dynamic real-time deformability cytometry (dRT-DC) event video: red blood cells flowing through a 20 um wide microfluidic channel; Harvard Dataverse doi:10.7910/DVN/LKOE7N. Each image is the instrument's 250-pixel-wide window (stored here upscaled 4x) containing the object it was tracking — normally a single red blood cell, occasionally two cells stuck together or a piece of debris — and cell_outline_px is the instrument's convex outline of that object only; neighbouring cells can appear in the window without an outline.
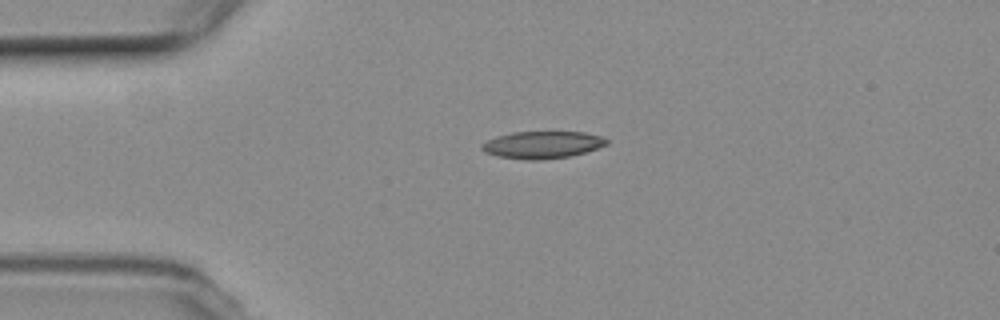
{"species": "common noctule bat (a hibernating species)", "species_latin": "Nyctalus noctula", "temperature_condition": "room temperature", "stored_images_in_passage": 5, "camera_frame_rate_fps": 3000, "um_per_image_px": 0.085, "animal": {"sex": "female", "body_mass_g": 19.3, "forearm_length_mm": 54.1}, "frame": {"image": 1, "passage_image": 5, "time_ms": 6.0, "image_size_px": [1000, 320], "cell_outline_px": [[608, 144], [584, 152], [568, 156], [540, 160], [524, 160], [496, 156], [484, 152], [480, 148], [480, 144], [496, 136], [512, 132], [584, 132], [600, 136], [608, 140]], "centroid_in_image_um": [46.04, 12.31], "position_along_channel_um": 39.0, "area_um2": 19.77}}